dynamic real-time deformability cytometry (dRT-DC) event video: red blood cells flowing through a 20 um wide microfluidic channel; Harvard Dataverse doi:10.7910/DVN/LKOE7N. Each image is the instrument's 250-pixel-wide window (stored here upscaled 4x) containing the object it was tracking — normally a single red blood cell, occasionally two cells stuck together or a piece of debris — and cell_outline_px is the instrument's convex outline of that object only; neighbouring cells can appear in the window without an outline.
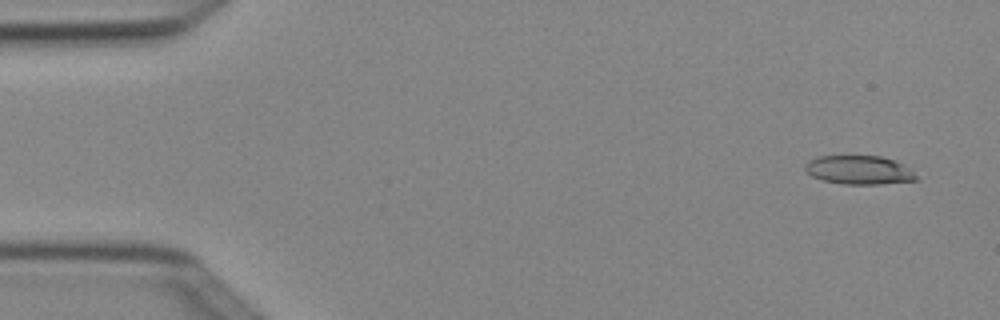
{"species": "Egyptian fruit bat (a non-hibernating species)", "species_latin": "Rousettus aegyptiacus", "temperature_condition": "cold", "stored_images_in_passage": 5, "segment_of_instrument_passage": [1, 2], "camera_frame_rate_fps": 3000, "um_per_image_px": 0.085, "animal": {"sex": "female"}, "frame": {"image": 1, "passage_image": 1, "time_ms": 0.0, "image_size_px": [1000, 320], "cell_outline_px": [[916, 180], [880, 184], [844, 184], [824, 180], [812, 176], [804, 168], [804, 164], [808, 160], [820, 156], [880, 156], [904, 164], [912, 168], [916, 176]], "centroid_in_image_um": [73.03, 14.44], "position_along_channel_um": 12.0, "area_um2": 18.55}}